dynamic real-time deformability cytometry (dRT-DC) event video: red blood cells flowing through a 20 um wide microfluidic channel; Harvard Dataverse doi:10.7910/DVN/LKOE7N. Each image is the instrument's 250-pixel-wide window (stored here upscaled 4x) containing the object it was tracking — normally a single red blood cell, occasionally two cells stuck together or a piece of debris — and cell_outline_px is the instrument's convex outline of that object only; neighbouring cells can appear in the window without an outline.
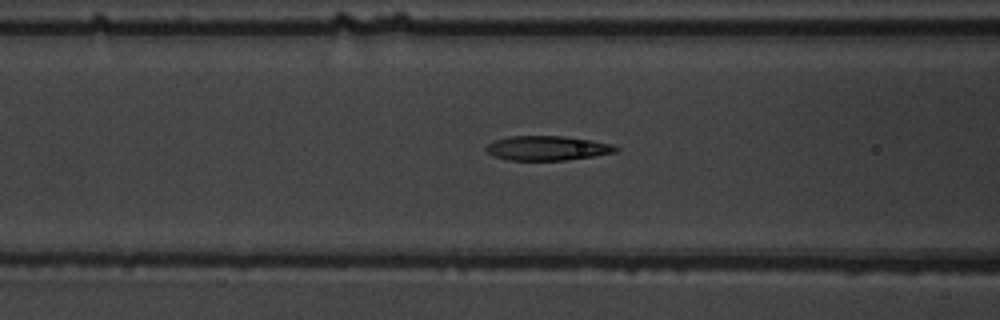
{"species": "common noctule bat (a hibernating species)", "species_latin": "Nyctalus noctula", "temperature_condition": "warm", "stored_images_in_passage": 35, "camera_frame_rate_fps": 3000, "um_per_image_px": 0.085, "animal": {"sex": "male", "body_mass_g": 19.5, "forearm_length_mm": 54.6}, "frame": {"image": 1, "passage_image": 7, "time_ms": 2.0, "image_size_px": [1000, 320], "cell_outline_px": [[620, 148], [616, 152], [568, 160], [508, 160], [496, 156], [488, 152], [484, 148], [492, 140], [508, 136], [564, 136], [612, 144]], "centroid_in_image_um": [46.49, 12.58], "position_along_channel_um": 120.1, "area_um2": 18.44}}
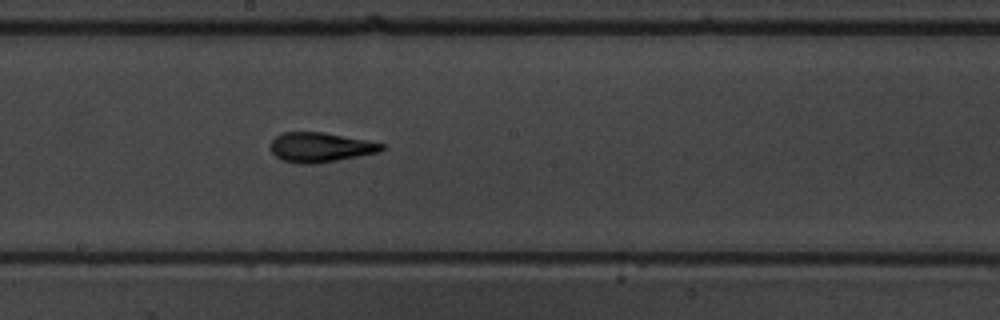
{"frame": {"image": 2, "passage_image": 15, "time_ms": 4.667, "image_size_px": [1000, 320], "cell_outline_px": [[384, 148], [380, 152], [360, 156], [316, 164], [300, 164], [284, 160], [276, 156], [272, 152], [272, 140], [280, 132], [324, 132], [368, 140], [384, 144]], "centroid_in_image_um": [27.26, 12.51], "position_along_channel_um": 220.9, "area_um2": 19.25}}
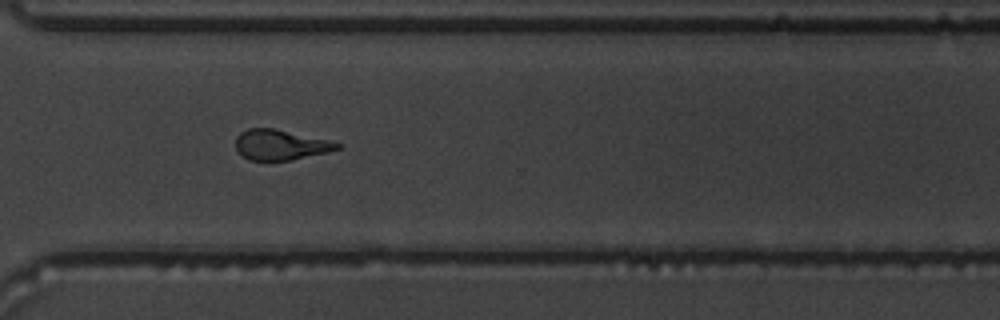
{"frame": {"image": 3, "passage_image": 25, "time_ms": 8.0, "image_size_px": [1000, 320], "cell_outline_px": [[340, 148], [328, 152], [292, 160], [268, 164], [248, 160], [236, 148], [236, 136], [240, 132], [248, 128], [272, 128], [328, 140], [340, 144]], "centroid_in_image_um": [23.78, 12.36], "position_along_channel_um": 346.8, "area_um2": 18.32}, "authors_computed_cell_mechanics": {"area_um2": 18.207, "velocity_mm_per_s": 3.784, "shape_relaxation_time_tau1_ms": 6.7992, "shape_relaxation_time_tau2_ms": 2.1365, "deformation_change_tau1": 0.2385, "deformation_change_tau2": 0.1093}}